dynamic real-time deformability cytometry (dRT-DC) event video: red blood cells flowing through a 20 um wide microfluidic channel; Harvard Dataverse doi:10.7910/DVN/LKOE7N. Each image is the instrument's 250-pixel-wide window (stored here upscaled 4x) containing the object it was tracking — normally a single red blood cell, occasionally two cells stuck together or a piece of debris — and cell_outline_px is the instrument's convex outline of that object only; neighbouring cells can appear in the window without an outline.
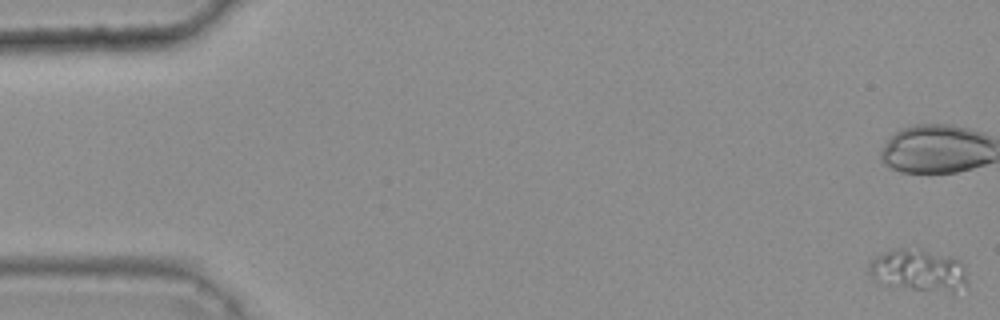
{"species": "common noctule bat (a hibernating species)", "species_latin": "Nyctalus noctula", "temperature_condition": "warm", "stored_images_in_passage": 46, "camera_frame_rate_fps": 3000, "um_per_image_px": 0.085, "animal": {"sex": "female", "body_mass_g": 25.1}, "frame": {"image": 1, "passage_image": 1, "time_ms": 0.0, "image_size_px": [1000, 320], "cell_outline_px": [[968, 284], [952, 292], [912, 288], [884, 284], [868, 276], [868, 264], [872, 256], [880, 252], [892, 248], [920, 248], [952, 256], [960, 260]], "centroid_in_image_um": [77.99, 22.92], "position_along_channel_um": 7.0, "area_um2": 24.39}}